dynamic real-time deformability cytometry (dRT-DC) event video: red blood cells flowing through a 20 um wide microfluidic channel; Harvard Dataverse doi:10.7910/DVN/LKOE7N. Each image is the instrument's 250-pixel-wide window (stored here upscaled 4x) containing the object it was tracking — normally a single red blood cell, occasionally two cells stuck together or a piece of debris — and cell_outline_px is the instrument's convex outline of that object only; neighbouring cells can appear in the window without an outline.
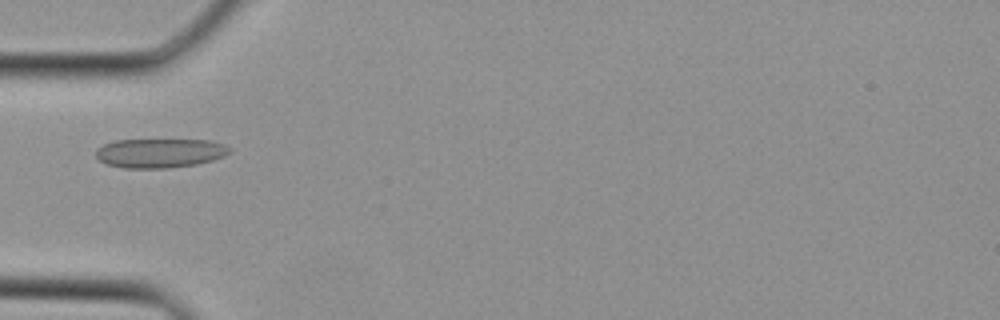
{"species": "Egyptian fruit bat (a non-hibernating species)", "species_latin": "Rousettus aegyptiacus", "temperature_condition": "cold", "stored_images_in_passage": 34, "camera_frame_rate_fps": 3000, "um_per_image_px": 0.085, "animal": {"sex": "female"}, "frame": {"image": 1, "passage_image": 10, "time_ms": 3.0, "image_size_px": [1000, 320], "cell_outline_px": [[232, 152], [224, 156], [212, 160], [196, 164], [168, 168], [124, 168], [104, 164], [96, 156], [96, 148], [104, 144], [116, 140], [208, 140], [224, 144], [232, 148]], "centroid_in_image_um": [13.59, 13.01], "position_along_channel_um": 71.4, "area_um2": 22.89}}
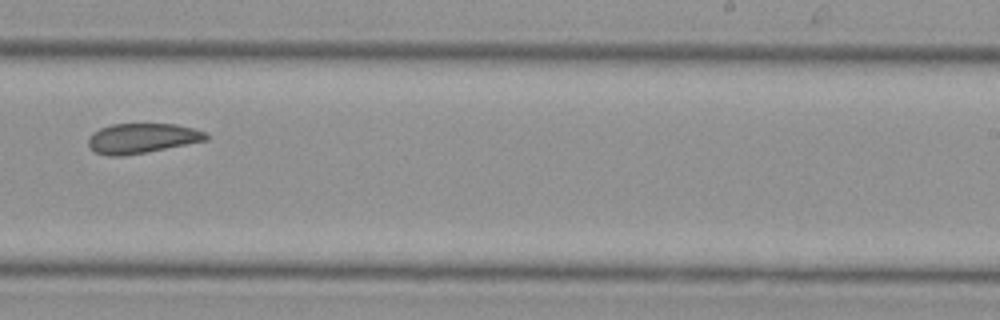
{"frame": {"image": 2, "passage_image": 21, "time_ms": 6.667, "image_size_px": [1000, 320], "cell_outline_px": [[208, 140], [124, 156], [108, 156], [96, 152], [88, 144], [88, 136], [92, 132], [100, 128], [112, 124], [176, 124], [208, 132]], "centroid_in_image_um": [12.07, 11.75], "position_along_channel_um": 276.9, "area_um2": 20.52}}
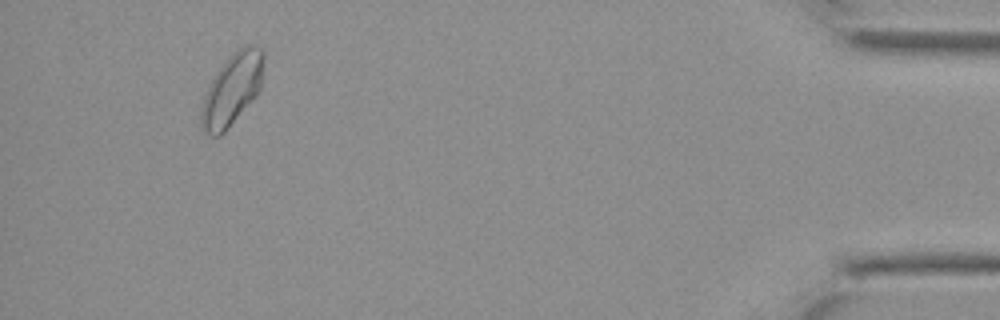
{"frame": {"image": 3, "passage_image": 32, "time_ms": 10.333, "image_size_px": [1000, 320], "cell_outline_px": [[264, 60], [260, 88], [228, 128], [220, 136], [208, 136], [200, 128], [200, 112], [204, 96], [216, 72], [228, 56], [236, 48], [244, 44], [252, 44], [260, 48], [264, 52]], "centroid_in_image_um": [19.7, 7.57], "position_along_channel_um": 415.5, "area_um2": 26.01}}